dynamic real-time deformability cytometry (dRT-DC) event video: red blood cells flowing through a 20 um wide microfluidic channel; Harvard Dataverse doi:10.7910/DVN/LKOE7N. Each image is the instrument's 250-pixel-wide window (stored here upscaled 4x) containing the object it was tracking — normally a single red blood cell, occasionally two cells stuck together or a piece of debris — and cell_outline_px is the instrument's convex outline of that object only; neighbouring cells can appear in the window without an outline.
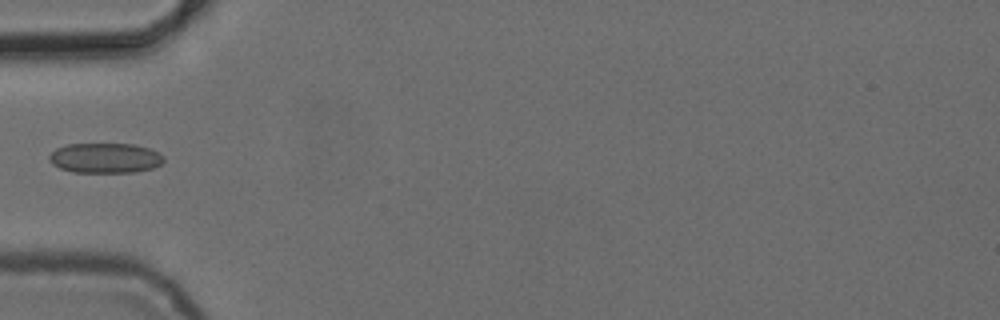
{"species": "common noctule bat (a hibernating species)", "species_latin": "Nyctalus noctula", "temperature_condition": "cold", "stored_images_in_passage": 4, "camera_frame_rate_fps": 3000, "um_per_image_px": 0.085, "animal": {"sex": "female", "body_mass_g": 24.6, "forearm_length_mm": 56.2}, "frame": {"image": 1, "passage_image": 3, "time_ms": 2.333, "image_size_px": [1000, 320], "cell_outline_px": [[164, 160], [160, 164], [152, 168], [136, 172], [72, 172], [60, 168], [52, 164], [48, 156], [56, 148], [68, 144], [132, 144], [148, 148], [164, 156]], "centroid_in_image_um": [8.92, 13.43], "position_along_channel_um": 76.1, "area_um2": 19.94}}
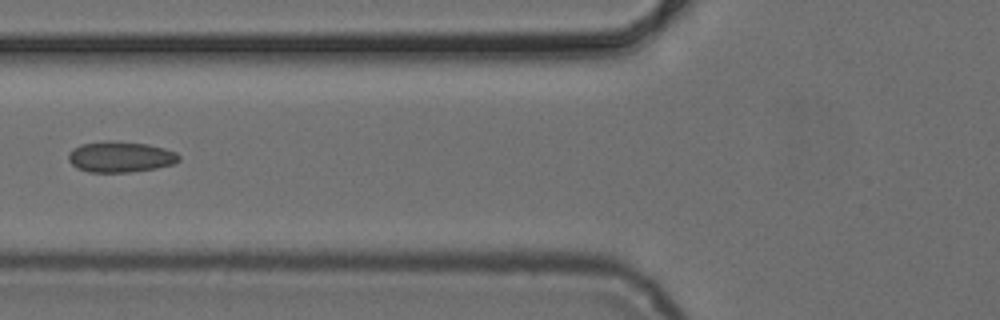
{"frame": {"image": 2, "passage_image": 4, "time_ms": 3.333, "image_size_px": [1000, 320], "cell_outline_px": [[180, 160], [172, 164], [156, 168], [132, 172], [88, 172], [76, 168], [68, 160], [68, 152], [72, 148], [80, 144], [108, 140], [148, 144], [164, 148], [176, 152], [180, 156]], "centroid_in_image_um": [10.2, 13.33], "position_along_channel_um": 115.6, "area_um2": 20.06}}